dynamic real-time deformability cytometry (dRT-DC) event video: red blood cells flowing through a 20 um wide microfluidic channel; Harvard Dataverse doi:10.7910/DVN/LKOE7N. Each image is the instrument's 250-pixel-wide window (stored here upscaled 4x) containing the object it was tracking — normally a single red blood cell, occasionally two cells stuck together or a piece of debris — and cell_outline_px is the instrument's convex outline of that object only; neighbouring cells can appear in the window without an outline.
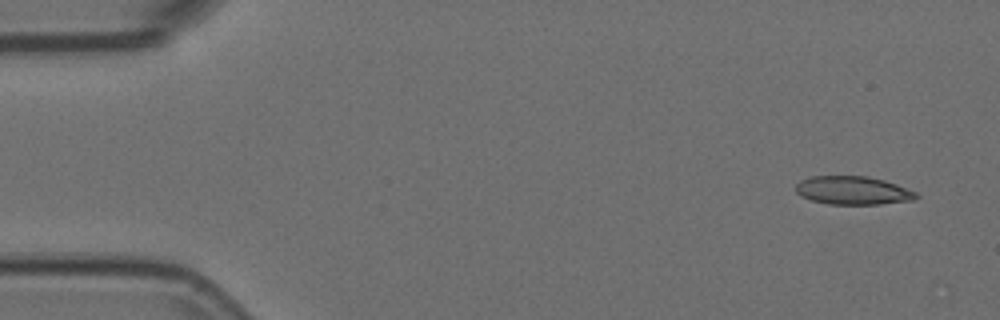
{"species": "Egyptian fruit bat (a non-hibernating species)", "species_latin": "Rousettus aegyptiacus", "temperature_condition": "room temperature", "stored_images_in_passage": 46, "camera_frame_rate_fps": 3000, "um_per_image_px": 0.085, "animal": {"sex": "female"}, "frame": {"image": 1, "passage_image": 1, "time_ms": 0.0, "image_size_px": [1000, 320], "cell_outline_px": [[920, 196], [912, 200], [880, 204], [828, 204], [812, 200], [800, 196], [796, 192], [796, 184], [800, 180], [812, 176], [868, 176], [884, 180], [896, 184], [916, 192]], "centroid_in_image_um": [72.48, 16.18], "position_along_channel_um": 12.5, "area_um2": 19.88}}
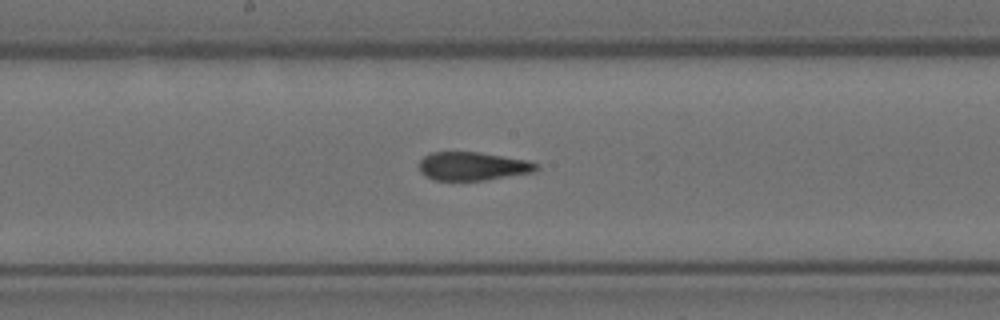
{"frame": {"image": 2, "passage_image": 26, "time_ms": 8.333, "image_size_px": [1000, 320], "cell_outline_px": [[540, 168], [536, 172], [484, 180], [436, 180], [424, 176], [420, 172], [420, 160], [424, 156], [432, 152], [480, 152], [528, 160], [540, 164]], "centroid_in_image_um": [40.23, 14.12], "position_along_channel_um": 208.0, "area_um2": 19.59}}
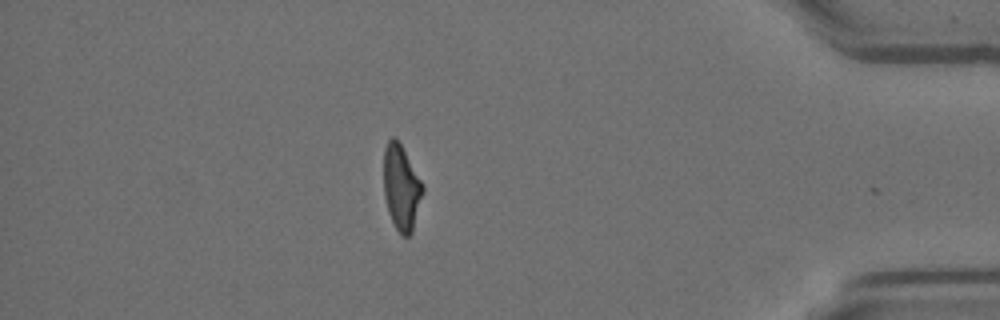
{"frame": {"image": 3, "passage_image": 45, "time_ms": 14.667, "image_size_px": [1000, 320], "cell_outline_px": [[424, 192], [412, 232], [408, 236], [400, 236], [388, 212], [384, 196], [384, 148], [388, 140], [392, 136], [400, 144], [424, 184]], "centroid_in_image_um": [34.12, 15.97], "position_along_channel_um": 401.1, "area_um2": 19.42}, "authors_computed_cell_mechanics": {"area_um2": 20.4323, "velocity_mm_per_s": 3.726, "shape_relaxation_time_tau1_ms": null, "shape_relaxation_time_tau2_ms": 1.7293, "deformation_change_tau1": null, "deformation_change_tau2": 0.0834}}